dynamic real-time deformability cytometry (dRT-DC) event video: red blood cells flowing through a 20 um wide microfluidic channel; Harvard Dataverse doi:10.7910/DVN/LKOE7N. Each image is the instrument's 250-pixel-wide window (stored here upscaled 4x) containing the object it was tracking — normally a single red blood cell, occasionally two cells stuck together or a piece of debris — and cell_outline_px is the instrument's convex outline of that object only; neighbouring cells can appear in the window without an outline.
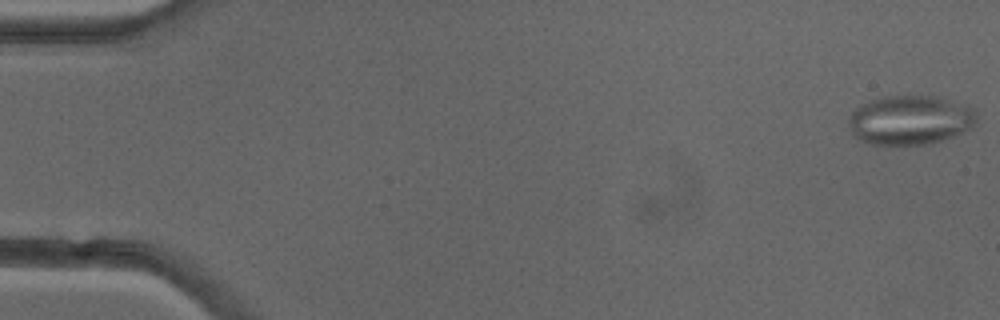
{"species": "common noctule bat (a hibernating species)", "species_latin": "Nyctalus noctula", "temperature_condition": "cold", "stored_images_in_passage": 51, "camera_frame_rate_fps": 3000, "um_per_image_px": 0.085, "animal": {"sex": "female"}, "frame": {"image": 1, "passage_image": 1, "time_ms": 0.0, "image_size_px": [1000, 320], "cell_outline_px": [[976, 120], [972, 128], [952, 136], [940, 140], [924, 144], [872, 144], [860, 140], [852, 136], [848, 124], [848, 120], [852, 112], [860, 104], [880, 96], [908, 92], [936, 96], [968, 104], [976, 108]], "centroid_in_image_um": [77.36, 10.13], "position_along_channel_um": 7.6, "area_um2": 37.86}}
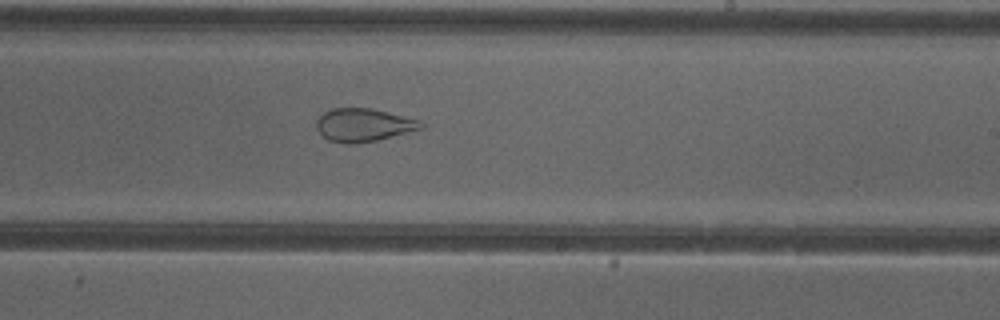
{"frame": {"image": 2, "passage_image": 31, "time_ms": 10.0, "image_size_px": [1000, 320], "cell_outline_px": [[424, 128], [376, 140], [356, 144], [348, 144], [328, 140], [316, 128], [316, 120], [324, 112], [332, 108], [372, 108], [420, 120], [424, 124]], "centroid_in_image_um": [30.9, 10.62], "position_along_channel_um": 258.1, "area_um2": 20.11}}
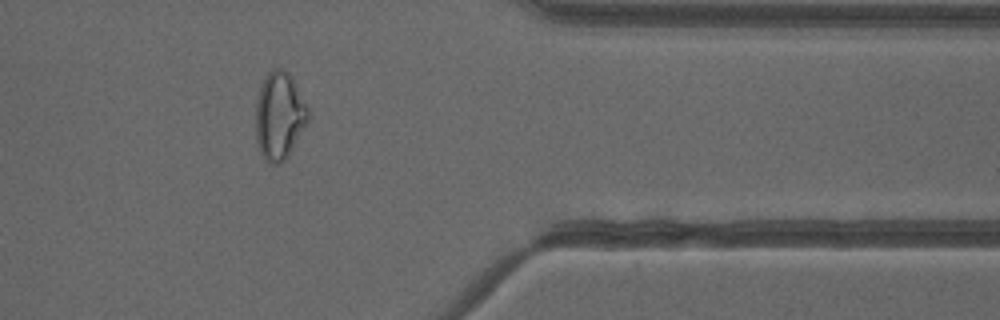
{"frame": {"image": 3, "passage_image": 42, "time_ms": 13.667, "image_size_px": [1000, 320], "cell_outline_px": [[312, 116], [288, 156], [280, 164], [268, 164], [260, 152], [256, 140], [256, 100], [264, 76], [272, 68], [284, 68], [288, 72], [308, 108]], "centroid_in_image_um": [23.75, 9.86], "position_along_channel_um": 387.7, "area_um2": 26.99}, "authors_computed_cell_mechanics": {"area_um2": 28.4954, "velocity_mm_per_s": 3.984, "shape_relaxation_time_tau1_ms": null, "shape_relaxation_time_tau2_ms": 1.3428, "deformation_change_tau1": null, "deformation_change_tau2": 0.0805}}